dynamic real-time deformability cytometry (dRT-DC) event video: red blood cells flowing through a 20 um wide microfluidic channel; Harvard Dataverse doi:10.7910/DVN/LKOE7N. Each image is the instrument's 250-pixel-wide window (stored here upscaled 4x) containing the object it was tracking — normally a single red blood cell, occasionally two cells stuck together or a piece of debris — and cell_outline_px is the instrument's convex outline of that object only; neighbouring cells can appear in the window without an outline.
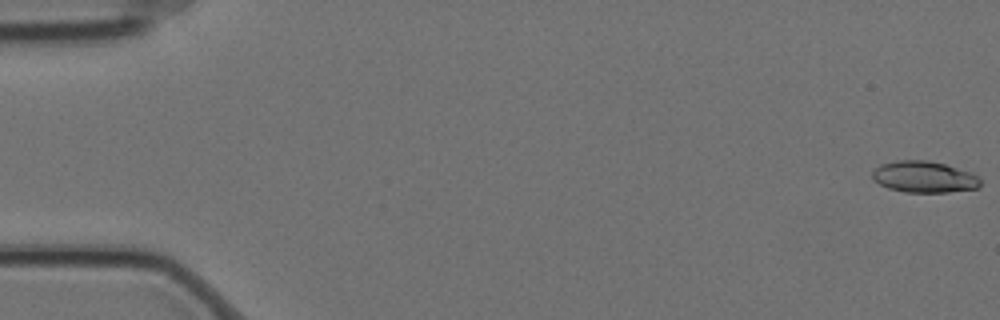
{"species": "Egyptian fruit bat (a non-hibernating species)", "species_latin": "Rousettus aegyptiacus", "temperature_condition": "cold", "stored_images_in_passage": 7, "camera_frame_rate_fps": 3000, "um_per_image_px": 0.085, "animal": {"sex": "female"}, "frame": {"image": 1, "passage_image": 1, "time_ms": 0.0, "image_size_px": [1000, 320], "cell_outline_px": [[980, 188], [948, 192], [904, 192], [888, 188], [872, 180], [872, 172], [880, 164], [896, 160], [928, 160], [944, 164], [972, 172], [980, 180]], "centroid_in_image_um": [78.54, 15.03], "position_along_channel_um": 6.5, "area_um2": 19.88}}
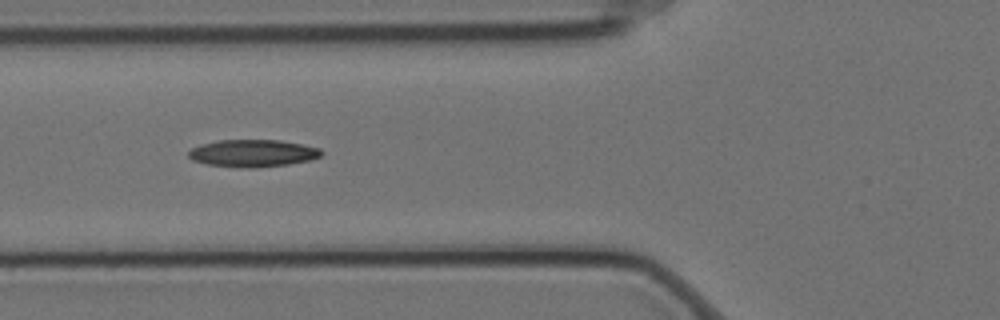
{"frame": {"image": 2, "passage_image": 6, "time_ms": 1.667, "image_size_px": [1000, 320], "cell_outline_px": [[324, 152], [320, 156], [308, 160], [288, 164], [252, 168], [240, 168], [208, 164], [192, 160], [188, 156], [188, 152], [192, 148], [200, 144], [216, 140], [280, 140], [320, 148]], "centroid_in_image_um": [21.46, 13.02], "position_along_channel_um": 104.3, "area_um2": 21.1}}
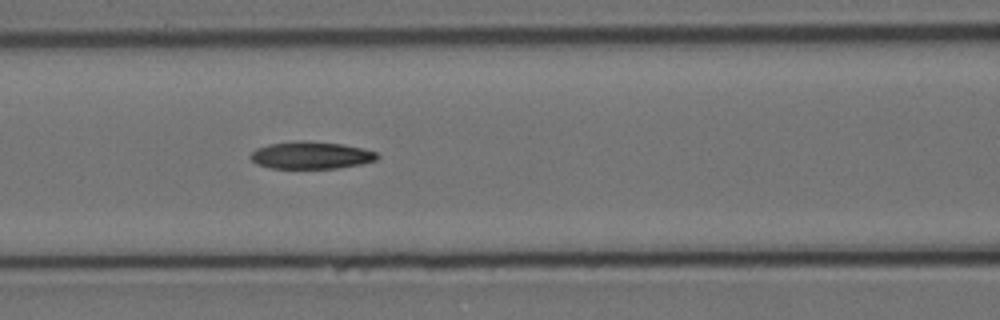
{"frame": {"image": 3, "passage_image": 7, "time_ms": 2.0, "image_size_px": [1000, 320], "cell_outline_px": [[380, 156], [376, 160], [364, 164], [336, 168], [272, 168], [256, 164], [248, 156], [256, 148], [268, 144], [300, 140], [304, 140], [340, 144], [364, 148], [376, 152]], "centroid_in_image_um": [26.44, 13.19], "position_along_channel_um": 140.2, "area_um2": 20.29}}